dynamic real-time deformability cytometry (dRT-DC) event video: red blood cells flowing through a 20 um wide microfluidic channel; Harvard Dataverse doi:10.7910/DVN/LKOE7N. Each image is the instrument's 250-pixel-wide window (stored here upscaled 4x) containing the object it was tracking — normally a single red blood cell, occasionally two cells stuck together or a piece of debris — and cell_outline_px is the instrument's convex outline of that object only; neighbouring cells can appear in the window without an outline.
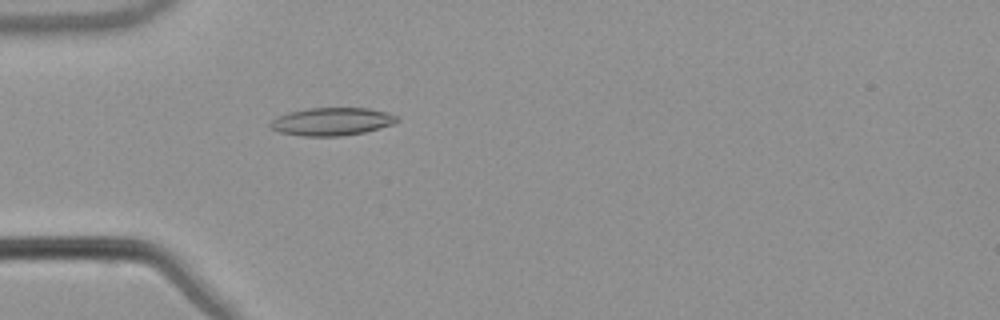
{"species": "common noctule bat (a hibernating species)", "species_latin": "Nyctalus noctula", "temperature_condition": "warm", "stored_images_in_passage": 54, "camera_frame_rate_fps": 3000, "um_per_image_px": 0.085, "animal": {"sex": "male", "body_mass_g": 21.5, "forearm_length_mm": 52.0}, "frame": {"image": 1, "passage_image": 17, "time_ms": 5.333, "image_size_px": [1000, 320], "cell_outline_px": [[400, 120], [392, 124], [380, 128], [364, 132], [340, 136], [304, 136], [280, 132], [272, 128], [268, 124], [276, 116], [288, 112], [308, 108], [368, 108], [384, 112], [396, 116]], "centroid_in_image_um": [28.17, 10.33], "position_along_channel_um": 56.8, "area_um2": 20.46}}
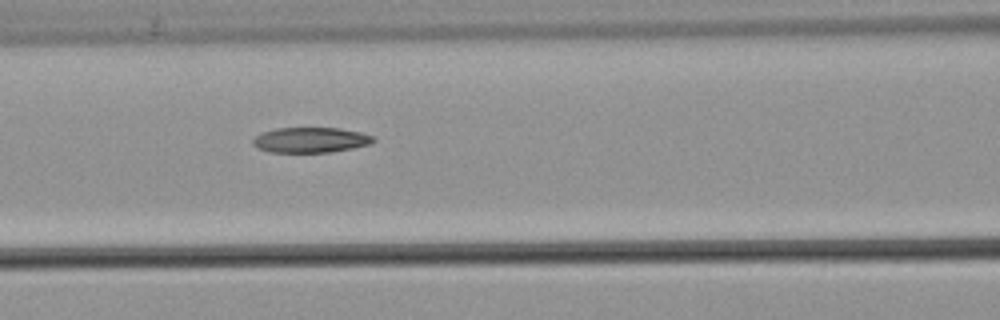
{"frame": {"image": 2, "passage_image": 24, "time_ms": 7.667, "image_size_px": [1000, 320], "cell_outline_px": [[376, 140], [372, 144], [332, 152], [272, 152], [260, 148], [252, 144], [252, 140], [256, 136], [264, 132], [276, 128], [340, 128], [360, 132], [372, 136]], "centroid_in_image_um": [26.44, 11.89], "position_along_channel_um": 140.2, "area_um2": 17.63}}
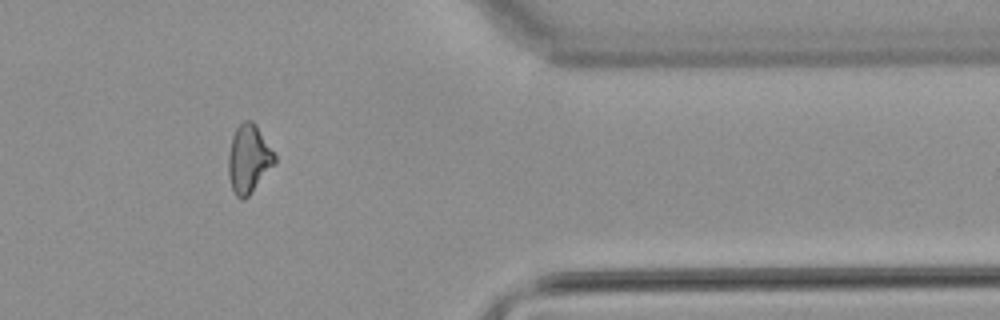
{"frame": {"image": 3, "passage_image": 45, "time_ms": 14.667, "image_size_px": [1000, 320], "cell_outline_px": [[276, 164], [248, 196], [244, 200], [240, 200], [236, 196], [232, 188], [228, 176], [228, 156], [232, 136], [236, 128], [244, 120], [252, 120], [256, 124], [276, 156]], "centroid_in_image_um": [21.14, 13.52], "position_along_channel_um": 390.3, "area_um2": 18.55}, "authors_computed_cell_mechanics": {"area_um2": 18.6405, "velocity_mm_per_s": 3.8581, "shape_relaxation_time_tau1_ms": null, "shape_relaxation_time_tau2_ms": 6.1383, "deformation_change_tau1": null, "deformation_change_tau2": 0.1601}}